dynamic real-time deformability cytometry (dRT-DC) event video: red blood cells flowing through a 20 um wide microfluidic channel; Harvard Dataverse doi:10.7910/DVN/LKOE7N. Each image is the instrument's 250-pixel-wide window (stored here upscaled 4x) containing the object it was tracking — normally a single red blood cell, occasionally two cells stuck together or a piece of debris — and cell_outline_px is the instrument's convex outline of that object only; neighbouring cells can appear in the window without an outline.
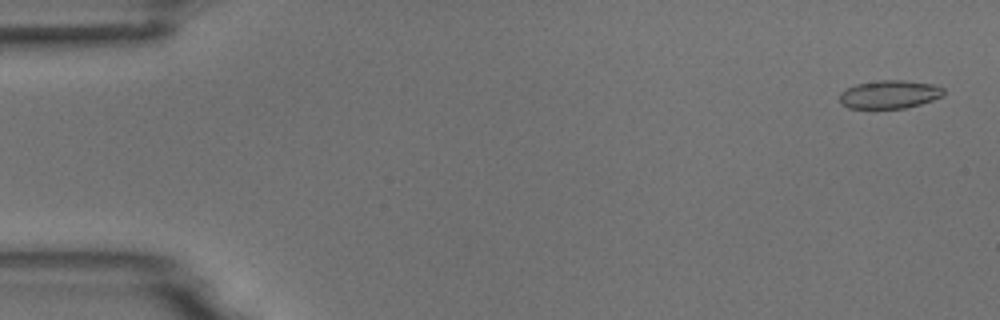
{"species": "common noctule bat (a hibernating species)", "species_latin": "Nyctalus noctula", "temperature_condition": "room temperature", "stored_images_in_passage": 5, "camera_frame_rate_fps": 3000, "um_per_image_px": 0.085, "animal": {"sex": "male", "body_mass_g": 18.8}, "frame": {"image": 1, "passage_image": 1, "time_ms": 0.0, "image_size_px": [1000, 320], "cell_outline_px": [[944, 96], [920, 104], [904, 108], [848, 108], [840, 104], [840, 92], [856, 84], [880, 80], [904, 80], [932, 84], [944, 88]], "centroid_in_image_um": [75.61, 8.02], "position_along_channel_um": 9.4, "area_um2": 17.11}}
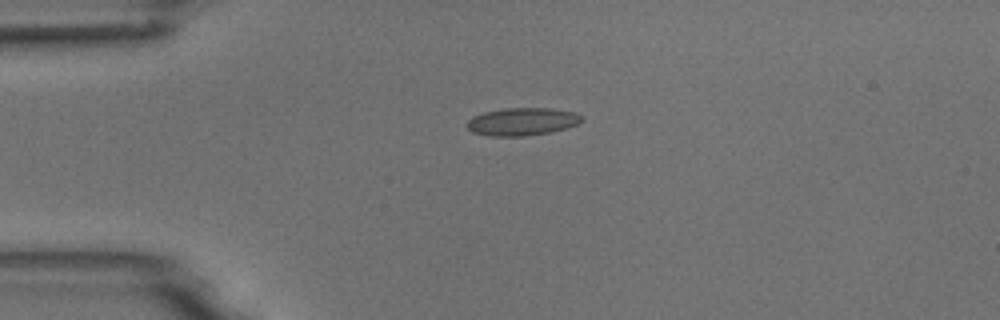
{"frame": {"image": 2, "passage_image": 4, "time_ms": 3.667, "image_size_px": [1000, 320], "cell_outline_px": [[584, 116], [576, 124], [552, 132], [524, 136], [488, 136], [472, 132], [468, 128], [468, 120], [472, 116], [484, 112], [504, 108], [548, 108], [576, 112]], "centroid_in_image_um": [44.37, 10.33], "position_along_channel_um": 40.6, "area_um2": 18.5}}